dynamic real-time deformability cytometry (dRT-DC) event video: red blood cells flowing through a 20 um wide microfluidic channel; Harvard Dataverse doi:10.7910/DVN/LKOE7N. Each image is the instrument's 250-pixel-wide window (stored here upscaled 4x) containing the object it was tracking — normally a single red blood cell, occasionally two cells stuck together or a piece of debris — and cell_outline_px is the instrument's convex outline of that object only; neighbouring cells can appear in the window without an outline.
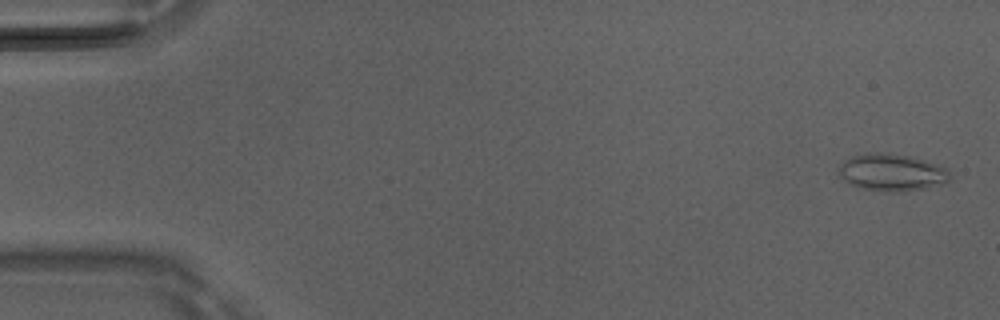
{"species": "Egyptian fruit bat (a non-hibernating species)", "species_latin": "Rousettus aegyptiacus", "temperature_condition": "room temperature", "stored_images_in_passage": 50, "camera_frame_rate_fps": 3000, "um_per_image_px": 0.085, "animal": {"sex": "male"}, "frame": {"image": 1, "passage_image": 2, "time_ms": 0.333, "image_size_px": [1000, 320], "cell_outline_px": [[952, 176], [944, 184], [928, 188], [900, 192], [888, 192], [856, 188], [848, 184], [836, 172], [840, 164], [844, 160], [852, 156], [864, 152], [888, 152], [912, 156], [948, 168]], "centroid_in_image_um": [75.78, 14.65], "position_along_channel_um": 9.2, "area_um2": 24.91}}
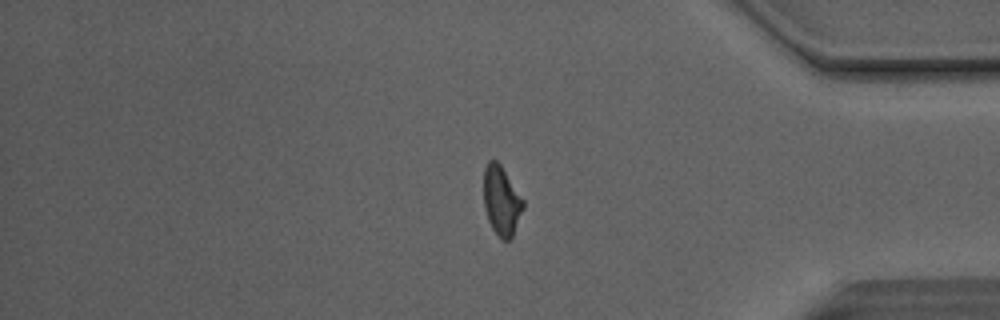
{"frame": {"image": 2, "passage_image": 42, "time_ms": 13.667, "image_size_px": [1000, 320], "cell_outline_px": [[524, 208], [512, 236], [508, 240], [504, 240], [492, 228], [488, 220], [484, 208], [484, 168], [488, 160], [496, 160], [500, 164], [524, 200]], "centroid_in_image_um": [42.62, 17.03], "position_along_channel_um": 392.6, "area_um2": 15.78}}
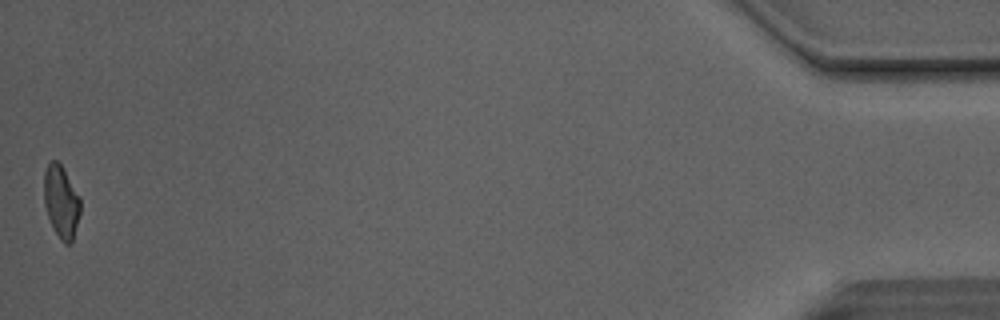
{"frame": {"image": 3, "passage_image": 50, "time_ms": 16.333, "image_size_px": [1000, 320], "cell_outline_px": [[80, 212], [72, 244], [64, 244], [60, 240], [48, 216], [44, 204], [44, 172], [48, 164], [52, 160], [56, 160], [64, 168], [80, 196]], "centroid_in_image_um": [5.21, 17.14], "position_along_channel_um": 430.0, "area_um2": 15.43}, "authors_computed_cell_mechanics": {"area_um2": 16.5886, "velocity_mm_per_s": 4.1327, "shape_relaxation_time_tau1_ms": 10.3176, "shape_relaxation_time_tau2_ms": 1.9002, "deformation_change_tau1": 0.2196, "deformation_change_tau2": 0.0912}}